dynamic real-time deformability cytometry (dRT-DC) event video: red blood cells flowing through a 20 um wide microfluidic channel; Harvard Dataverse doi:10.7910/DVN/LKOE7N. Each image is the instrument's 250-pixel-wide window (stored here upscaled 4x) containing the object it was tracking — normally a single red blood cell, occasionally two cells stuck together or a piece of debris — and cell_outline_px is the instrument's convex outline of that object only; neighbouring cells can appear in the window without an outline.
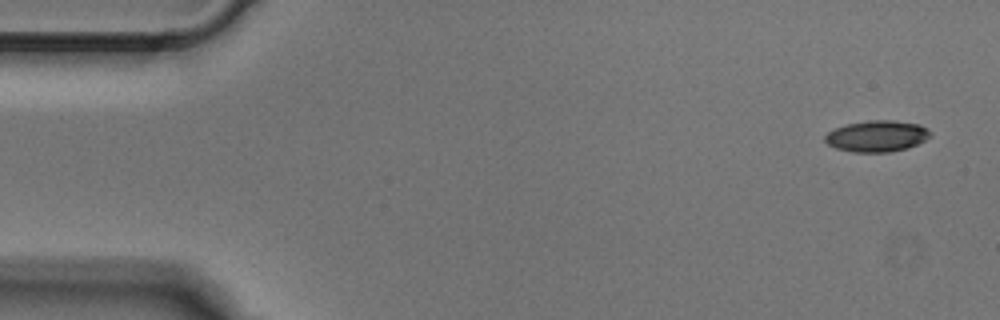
{"species": "Egyptian fruit bat (a non-hibernating species)", "species_latin": "Rousettus aegyptiacus", "temperature_condition": "cold", "stored_images_in_passage": 4, "camera_frame_rate_fps": 3000, "um_per_image_px": 0.085, "animal": {"sex": "male"}, "frame": {"image": 1, "passage_image": 1, "time_ms": 0.0, "image_size_px": [1000, 320], "cell_outline_px": [[932, 136], [908, 148], [888, 152], [852, 152], [836, 148], [828, 144], [824, 140], [824, 136], [828, 132], [836, 128], [848, 124], [872, 120], [892, 120], [920, 124], [928, 128], [932, 132]], "centroid_in_image_um": [74.57, 11.57], "position_along_channel_um": 10.4, "area_um2": 19.19}}
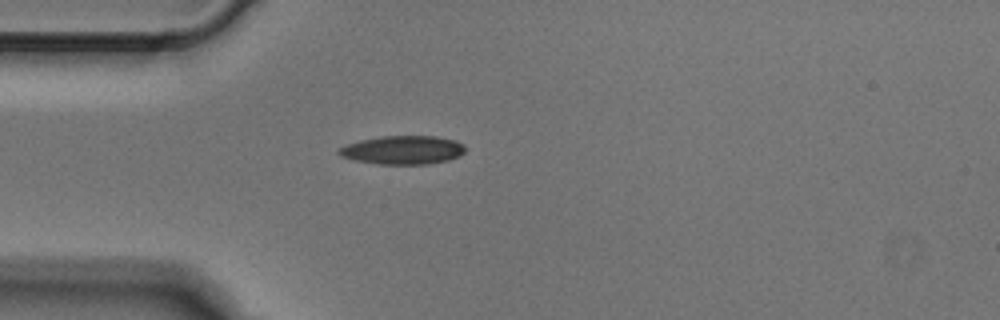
{"frame": {"image": 2, "passage_image": 4, "time_ms": 1.0, "image_size_px": [1000, 320], "cell_outline_px": [[464, 152], [460, 156], [448, 160], [428, 164], [380, 164], [356, 160], [340, 156], [336, 152], [336, 148], [360, 140], [380, 136], [436, 136], [456, 140], [464, 144]], "centroid_in_image_um": [34.23, 12.74], "position_along_channel_um": 50.8, "area_um2": 21.15}}